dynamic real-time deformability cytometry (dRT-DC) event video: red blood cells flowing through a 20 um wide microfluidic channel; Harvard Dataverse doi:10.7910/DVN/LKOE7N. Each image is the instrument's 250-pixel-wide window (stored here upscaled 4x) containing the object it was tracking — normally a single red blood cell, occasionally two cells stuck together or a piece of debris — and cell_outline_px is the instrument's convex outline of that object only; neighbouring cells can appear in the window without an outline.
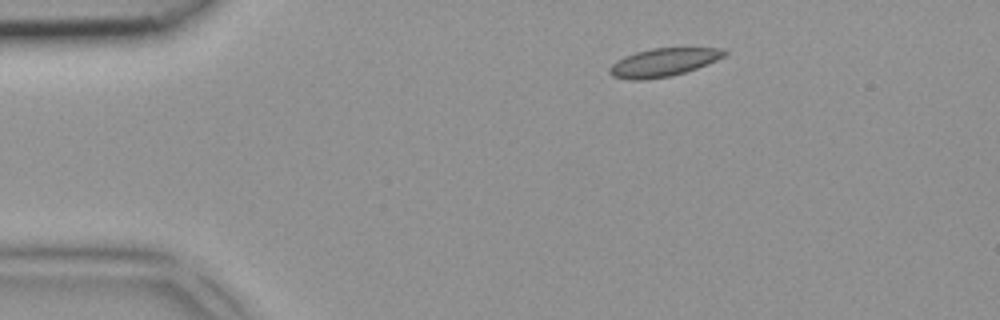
{"species": "common noctule bat (a hibernating species)", "species_latin": "Nyctalus noctula", "temperature_condition": "room temperature", "stored_images_in_passage": 5, "camera_frame_rate_fps": 3000, "um_per_image_px": 0.085, "animal": {"sex": "female", "body_mass_g": 18.4}, "frame": {"image": 1, "passage_image": 5, "time_ms": 1.333, "image_size_px": [1000, 320], "cell_outline_px": [[728, 52], [724, 56], [716, 60], [696, 68], [672, 76], [640, 80], [632, 80], [612, 76], [608, 72], [608, 68], [616, 60], [624, 56], [636, 52], [652, 48], [724, 48]], "centroid_in_image_um": [56.35, 5.3], "position_along_channel_um": 28.6, "area_um2": 18.79}}